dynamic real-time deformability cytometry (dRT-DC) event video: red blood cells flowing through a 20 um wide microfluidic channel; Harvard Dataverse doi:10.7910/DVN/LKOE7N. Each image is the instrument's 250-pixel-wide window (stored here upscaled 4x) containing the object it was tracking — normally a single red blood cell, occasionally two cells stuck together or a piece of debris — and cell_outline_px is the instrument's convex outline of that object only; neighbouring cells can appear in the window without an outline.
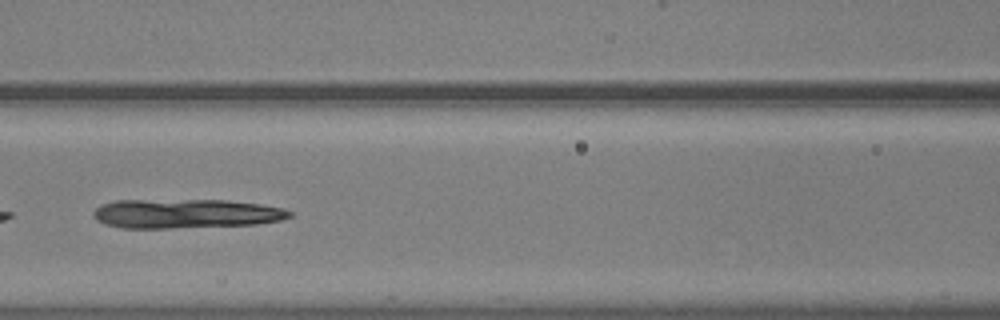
{"species": "common noctule bat (a hibernating species)", "species_latin": "Nyctalus noctula", "temperature_condition": "warm", "stored_images_in_passage": 51, "camera_frame_rate_fps": 3000, "um_per_image_px": 0.085, "animal": {"sex": "male", "body_mass_g": 20.5, "forearm_length_mm": 52.5}, "frame": {"image": 1, "passage_image": 24, "time_ms": 7.667, "image_size_px": [1000, 320], "cell_outline_px": [[292, 216], [280, 220], [256, 224], [168, 228], [124, 228], [104, 224], [96, 220], [92, 216], [92, 212], [100, 204], [116, 200], [228, 200], [260, 204], [284, 208], [292, 212]], "centroid_in_image_um": [15.75, 18.15], "position_along_channel_um": 150.8, "area_um2": 33.58}}
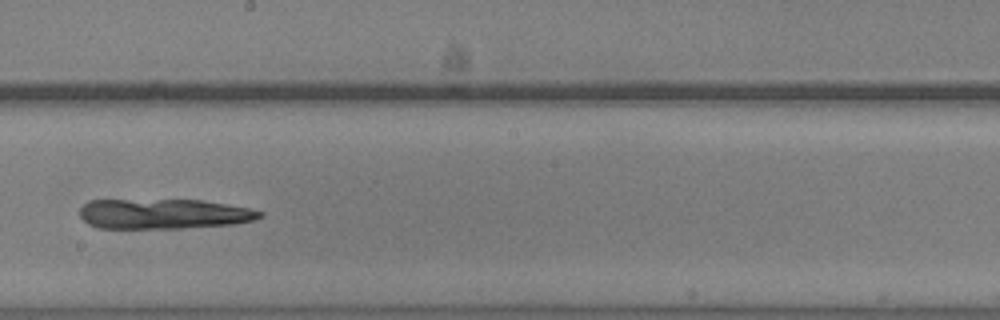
{"frame": {"image": 2, "passage_image": 31, "time_ms": 10.0, "image_size_px": [1000, 320], "cell_outline_px": [[264, 216], [256, 220], [236, 224], [180, 228], [96, 228], [88, 224], [80, 216], [80, 208], [88, 200], [204, 200], [248, 208], [264, 212]], "centroid_in_image_um": [13.93, 18.18], "position_along_channel_um": 234.3, "area_um2": 31.73}}
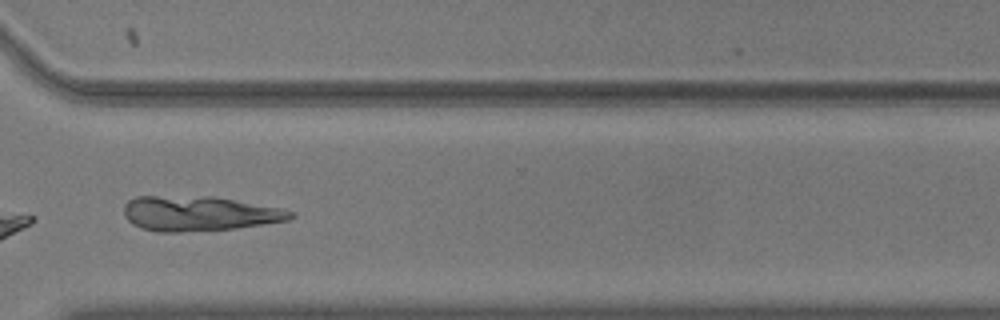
{"frame": {"image": 3, "passage_image": 41, "time_ms": 13.333, "image_size_px": [1000, 320], "cell_outline_px": [[296, 216], [288, 220], [236, 228], [176, 232], [160, 232], [140, 228], [132, 224], [124, 216], [124, 204], [128, 200], [136, 196], [212, 196], [280, 208], [296, 212]], "centroid_in_image_um": [16.89, 18.14], "position_along_channel_um": 353.7, "area_um2": 33.87}}